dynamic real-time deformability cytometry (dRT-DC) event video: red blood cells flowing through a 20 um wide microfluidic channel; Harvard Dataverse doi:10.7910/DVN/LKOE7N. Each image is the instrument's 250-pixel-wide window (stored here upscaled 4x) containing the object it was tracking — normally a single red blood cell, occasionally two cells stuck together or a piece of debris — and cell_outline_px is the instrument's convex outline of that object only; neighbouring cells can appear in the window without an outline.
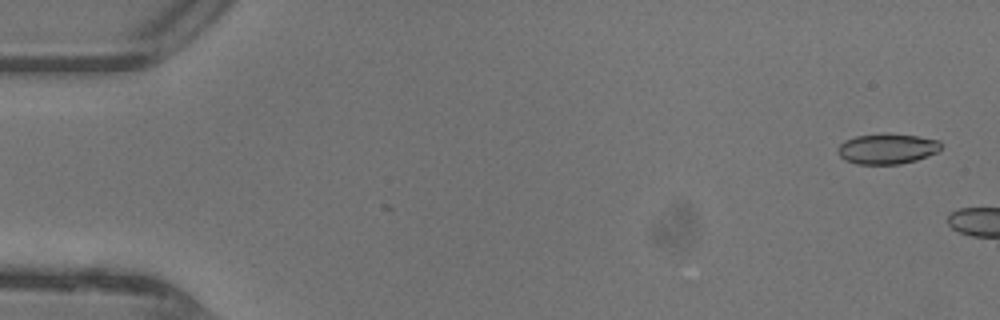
{"species": "common noctule bat (a hibernating species)", "species_latin": "Nyctalus noctula", "temperature_condition": "warm", "stored_images_in_passage": 13, "camera_frame_rate_fps": 3000, "um_per_image_px": 0.085, "animal": {"sex": "female"}, "frame": {"image": 1, "passage_image": 2, "time_ms": 0.333, "image_size_px": [1000, 320], "cell_outline_px": [[940, 148], [936, 152], [928, 156], [916, 160], [900, 164], [856, 164], [844, 160], [836, 152], [836, 148], [844, 140], [856, 136], [884, 132], [888, 132], [916, 136], [940, 140]], "centroid_in_image_um": [75.36, 12.63], "position_along_channel_um": 9.6, "area_um2": 18.61}}